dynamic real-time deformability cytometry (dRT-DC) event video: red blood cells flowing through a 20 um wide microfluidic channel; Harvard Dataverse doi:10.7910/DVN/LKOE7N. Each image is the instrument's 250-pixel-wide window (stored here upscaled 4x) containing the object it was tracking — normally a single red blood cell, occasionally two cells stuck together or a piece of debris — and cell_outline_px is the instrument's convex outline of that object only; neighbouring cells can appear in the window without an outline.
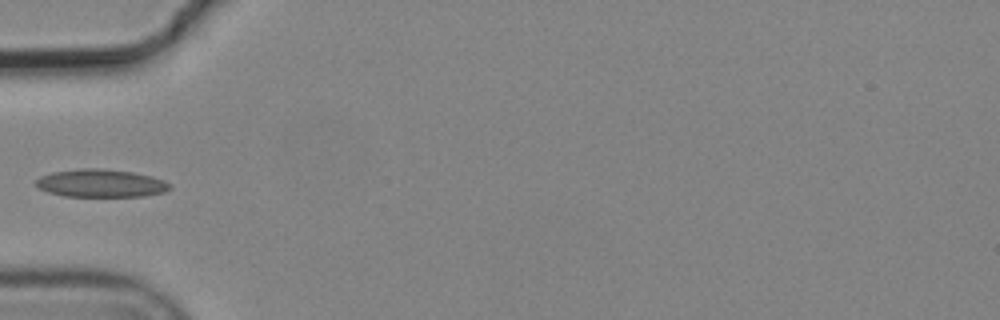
{"species": "common noctule bat (a hibernating species)", "species_latin": "Nyctalus noctula", "temperature_condition": "cold", "stored_images_in_passage": 2, "camera_frame_rate_fps": 3000, "um_per_image_px": 0.085, "animal": {"sex": "male", "body_mass_g": 19.2, "forearm_length_mm": 51.8}, "frame": {"image": 1, "passage_image": 1, "time_ms": 0.0, "image_size_px": [1000, 320], "cell_outline_px": [[172, 188], [164, 192], [144, 196], [64, 196], [48, 192], [40, 188], [36, 184], [36, 180], [40, 176], [52, 172], [80, 168], [100, 168], [132, 172], [152, 176], [164, 180], [172, 184]], "centroid_in_image_um": [8.61, 15.57], "position_along_channel_um": 76.4, "area_um2": 21.79}}
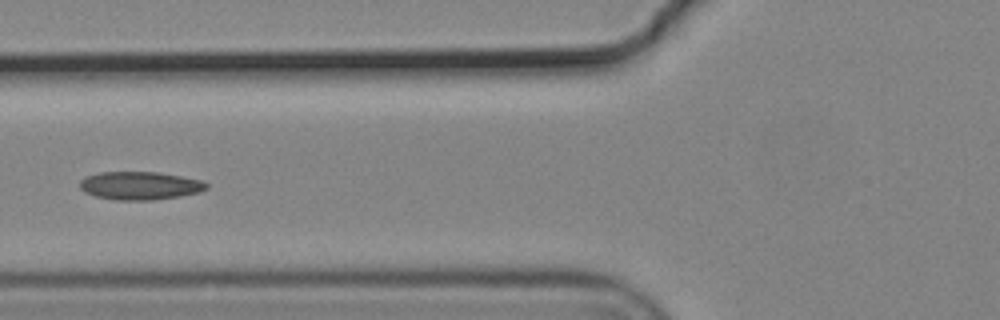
{"frame": {"image": 2, "passage_image": 2, "time_ms": 0.333, "image_size_px": [1000, 320], "cell_outline_px": [[208, 188], [200, 192], [180, 196], [152, 200], [116, 200], [96, 196], [84, 192], [80, 188], [80, 180], [84, 176], [100, 172], [160, 172], [200, 180], [208, 184]], "centroid_in_image_um": [11.88, 15.78], "position_along_channel_um": 113.9, "area_um2": 20.81}}